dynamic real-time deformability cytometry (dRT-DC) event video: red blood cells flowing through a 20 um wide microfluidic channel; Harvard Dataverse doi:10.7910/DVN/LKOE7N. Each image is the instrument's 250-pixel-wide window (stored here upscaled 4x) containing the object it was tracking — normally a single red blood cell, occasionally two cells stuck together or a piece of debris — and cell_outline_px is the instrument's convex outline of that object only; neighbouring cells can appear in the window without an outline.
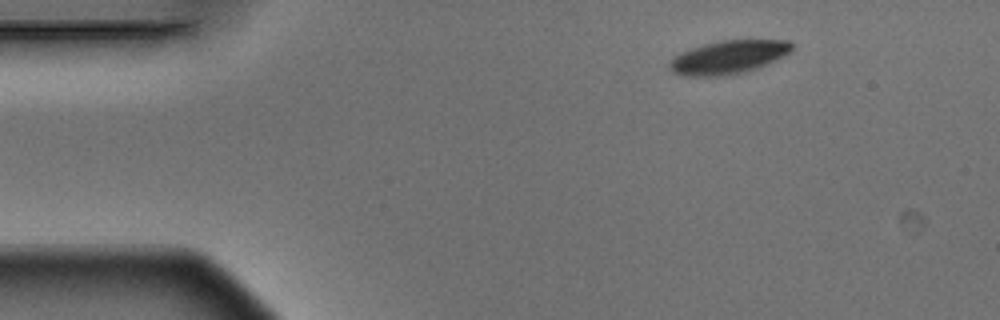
{"species": "Egyptian fruit bat (a non-hibernating species)", "species_latin": "Rousettus aegyptiacus", "temperature_condition": "warm", "stored_images_in_passage": 3, "camera_frame_rate_fps": 3000, "um_per_image_px": 0.085, "animal": {"sex": "male"}, "frame": {"image": 1, "passage_image": 3, "time_ms": 0.667, "image_size_px": [1000, 320], "cell_outline_px": [[792, 52], [756, 68], [740, 72], [720, 76], [684, 76], [672, 72], [668, 64], [680, 52], [704, 44], [720, 40], [788, 40], [792, 44]], "centroid_in_image_um": [61.9, 4.85], "position_along_channel_um": 23.1, "area_um2": 23.47}}